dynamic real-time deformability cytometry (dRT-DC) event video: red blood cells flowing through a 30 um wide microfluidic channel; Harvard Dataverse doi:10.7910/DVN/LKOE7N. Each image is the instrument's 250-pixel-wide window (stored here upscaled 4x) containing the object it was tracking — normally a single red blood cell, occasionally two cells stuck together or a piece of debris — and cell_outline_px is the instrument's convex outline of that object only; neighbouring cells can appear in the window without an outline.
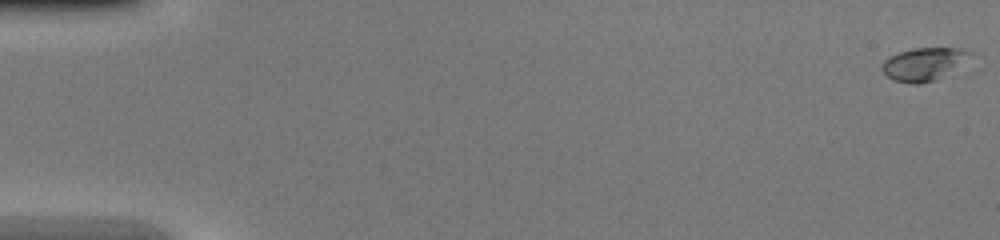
{"species": "common noctule bat (a hibernating species)", "species_latin": "Nyctalus noctula", "temperature_condition": "warm", "stored_images_in_passage": 43, "camera_frame_rate_fps": 3000, "um_per_image_px": 0.085, "animal": {"sex": "female", "body_mass_g": 20.0, "forearm_length_mm": 54.0}, "frame": {"image": 1, "passage_image": 1, "time_ms": 0.0, "image_size_px": [1000, 240], "cell_outline_px": [[976, 52], [936, 80], [920, 84], [908, 84], [892, 80], [880, 68], [884, 60], [888, 56], [912, 48], [956, 48]], "centroid_in_image_um": [78.45, 5.45], "position_along_channel_um": 6.6, "area_um2": 16.7}}
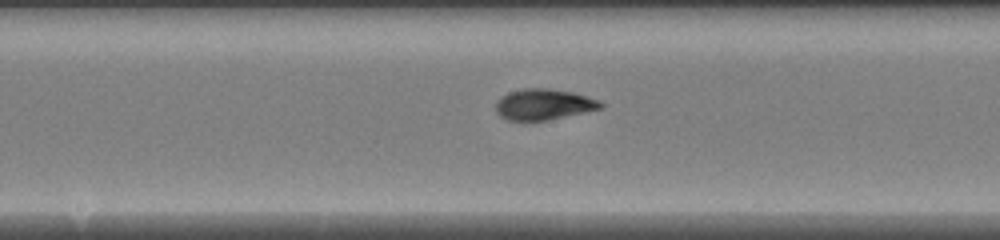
{"frame": {"image": 2, "passage_image": 25, "time_ms": 8.0, "image_size_px": [1000, 240], "cell_outline_px": [[604, 108], [548, 120], [508, 120], [500, 116], [496, 112], [496, 100], [508, 92], [524, 88], [548, 88], [572, 92], [600, 100], [604, 104]], "centroid_in_image_um": [46.23, 8.87], "position_along_channel_um": 202.0, "area_um2": 18.96}}
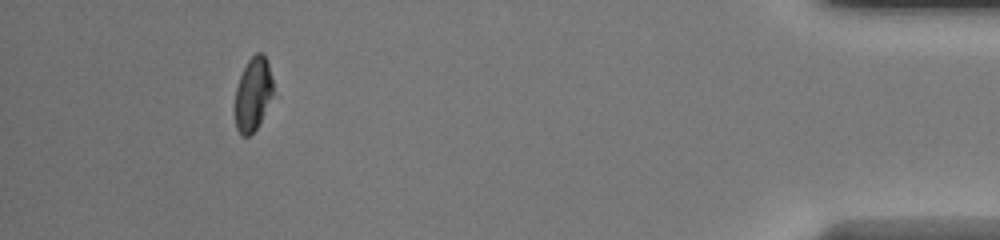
{"frame": {"image": 3, "passage_image": 43, "time_ms": 14.0, "image_size_px": [1000, 240], "cell_outline_px": [[272, 96], [256, 128], [248, 136], [240, 136], [236, 128], [232, 108], [236, 88], [240, 76], [248, 60], [256, 52], [260, 52], [268, 60], [272, 80]], "centroid_in_image_um": [21.44, 8.02], "position_along_channel_um": 413.8, "area_um2": 16.53}}